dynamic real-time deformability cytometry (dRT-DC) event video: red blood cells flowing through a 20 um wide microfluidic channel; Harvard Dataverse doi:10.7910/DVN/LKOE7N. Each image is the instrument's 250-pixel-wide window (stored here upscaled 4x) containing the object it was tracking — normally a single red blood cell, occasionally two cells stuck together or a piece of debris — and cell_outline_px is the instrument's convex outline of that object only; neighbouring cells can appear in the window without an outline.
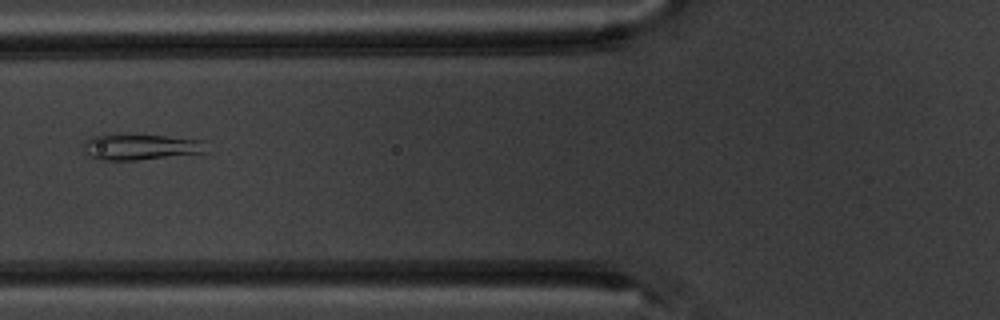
{"species": "common noctule bat (a hibernating species)", "species_latin": "Nyctalus noctula", "temperature_condition": "warm", "stored_images_in_passage": 8, "camera_frame_rate_fps": 3000, "um_per_image_px": 0.085, "animal": {"sex": "male", "body_mass_g": 20.1, "forearm_length_mm": 53.5}, "frame": {"image": 1, "passage_image": 6, "time_ms": 6.333, "image_size_px": [1000, 320], "cell_outline_px": [[212, 152], [136, 160], [100, 160], [92, 156], [88, 152], [84, 144], [84, 140], [92, 136], [124, 132], [204, 140]], "centroid_in_image_um": [12.04, 12.46], "position_along_channel_um": 113.8, "area_um2": 19.13}}